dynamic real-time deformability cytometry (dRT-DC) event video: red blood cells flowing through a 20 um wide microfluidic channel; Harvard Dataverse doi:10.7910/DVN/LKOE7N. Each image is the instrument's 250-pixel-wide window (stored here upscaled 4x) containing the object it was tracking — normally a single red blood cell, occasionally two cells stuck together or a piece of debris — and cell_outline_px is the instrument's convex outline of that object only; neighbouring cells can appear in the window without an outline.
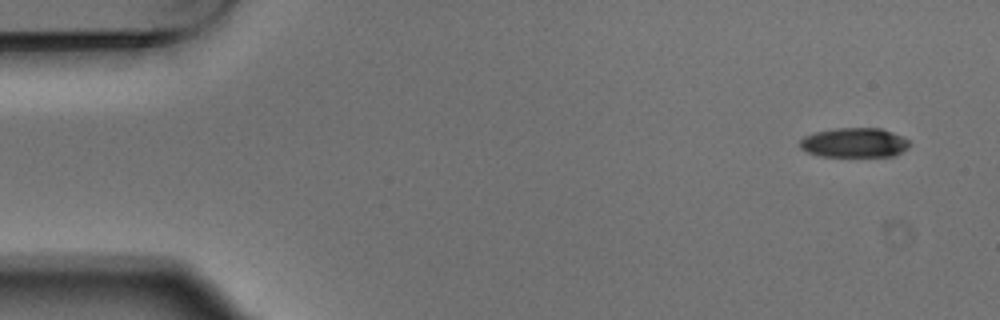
{"species": "Egyptian fruit bat (a non-hibernating species)", "species_latin": "Rousettus aegyptiacus", "temperature_condition": "warm", "stored_images_in_passage": 5, "camera_frame_rate_fps": 3000, "um_per_image_px": 0.085, "animal": {"sex": "male"}, "frame": {"image": 1, "passage_image": 1, "time_ms": 0.0, "image_size_px": [1000, 320], "cell_outline_px": [[912, 144], [908, 148], [892, 156], [820, 156], [808, 152], [800, 148], [800, 140], [804, 136], [816, 132], [836, 128], [880, 128], [892, 132], [908, 140]], "centroid_in_image_um": [72.62, 12.12], "position_along_channel_um": 12.4, "area_um2": 18.79}}
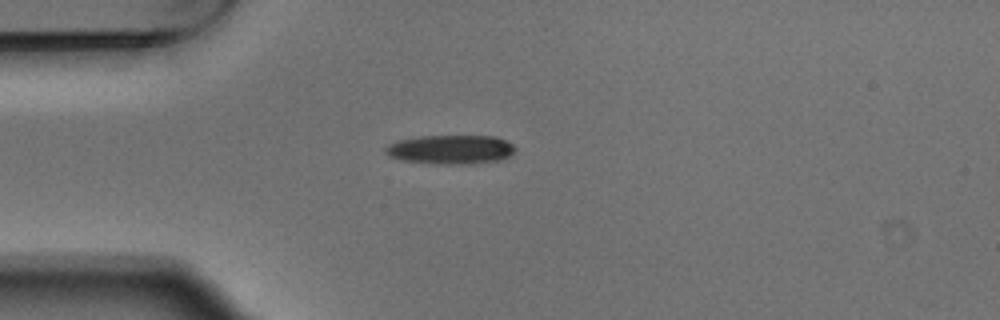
{"frame": {"image": 2, "passage_image": 4, "time_ms": 1.0, "image_size_px": [1000, 320], "cell_outline_px": [[516, 148], [508, 156], [500, 160], [472, 164], [436, 164], [400, 160], [388, 156], [384, 152], [384, 148], [388, 144], [400, 140], [420, 136], [496, 136], [512, 144]], "centroid_in_image_um": [38.27, 12.71], "position_along_channel_um": 46.7, "area_um2": 22.08}}